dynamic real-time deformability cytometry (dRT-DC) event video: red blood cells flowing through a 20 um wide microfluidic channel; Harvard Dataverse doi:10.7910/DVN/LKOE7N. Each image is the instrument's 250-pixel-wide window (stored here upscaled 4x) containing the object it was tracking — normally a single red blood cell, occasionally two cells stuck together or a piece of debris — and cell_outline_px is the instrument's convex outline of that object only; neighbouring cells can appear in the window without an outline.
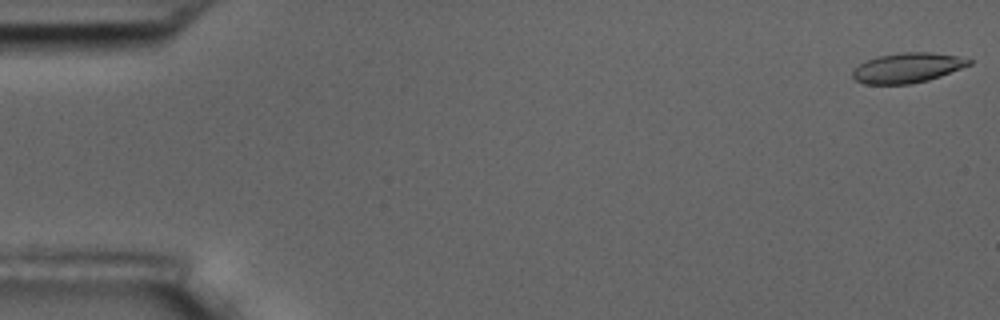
{"species": "common noctule bat (a hibernating species)", "species_latin": "Nyctalus noctula", "temperature_condition": "room temperature", "stored_images_in_passage": 4, "camera_frame_rate_fps": 3000, "um_per_image_px": 0.085, "animal": {"sex": "male", "body_mass_g": 17.5, "forearm_length_mm": 52.3}, "frame": {"image": 1, "passage_image": 1, "time_ms": 0.0, "image_size_px": [1000, 320], "cell_outline_px": [[972, 64], [940, 76], [928, 80], [912, 84], [864, 84], [856, 80], [852, 76], [852, 68], [868, 60], [880, 56], [900, 52], [928, 52], [956, 56], [972, 60]], "centroid_in_image_um": [77.11, 5.77], "position_along_channel_um": 7.9, "area_um2": 20.17}}